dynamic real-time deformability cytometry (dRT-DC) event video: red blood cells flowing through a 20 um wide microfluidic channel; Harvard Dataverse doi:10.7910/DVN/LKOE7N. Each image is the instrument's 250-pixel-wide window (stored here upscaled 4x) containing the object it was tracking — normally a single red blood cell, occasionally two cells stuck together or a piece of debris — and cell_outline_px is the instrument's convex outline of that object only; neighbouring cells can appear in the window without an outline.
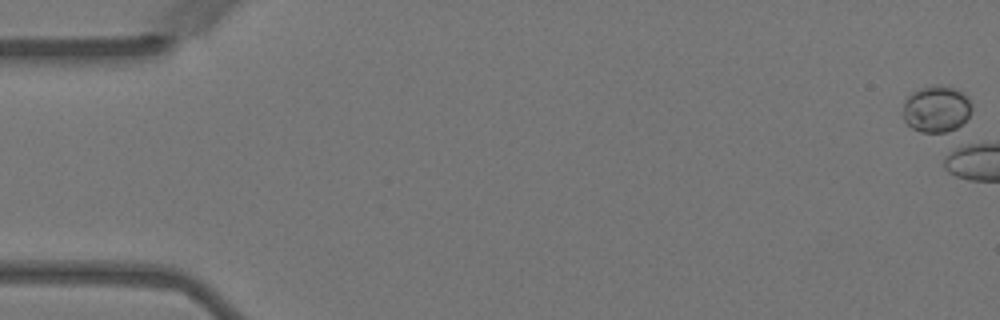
{"species": "Egyptian fruit bat (a non-hibernating species)", "species_latin": "Rousettus aegyptiacus", "temperature_condition": "warm", "stored_images_in_passage": 4, "camera_frame_rate_fps": 3000, "um_per_image_px": 0.085, "animal": {"sex": "female"}, "frame": {"image": 1, "passage_image": 1, "time_ms": 0.0, "image_size_px": [1000, 320], "cell_outline_px": [[972, 112], [956, 128], [948, 132], [920, 132], [912, 128], [904, 120], [904, 100], [912, 92], [920, 88], [936, 84], [956, 88], [968, 96], [972, 104]], "centroid_in_image_um": [79.61, 9.24], "position_along_channel_um": 5.4, "area_um2": 18.79}}